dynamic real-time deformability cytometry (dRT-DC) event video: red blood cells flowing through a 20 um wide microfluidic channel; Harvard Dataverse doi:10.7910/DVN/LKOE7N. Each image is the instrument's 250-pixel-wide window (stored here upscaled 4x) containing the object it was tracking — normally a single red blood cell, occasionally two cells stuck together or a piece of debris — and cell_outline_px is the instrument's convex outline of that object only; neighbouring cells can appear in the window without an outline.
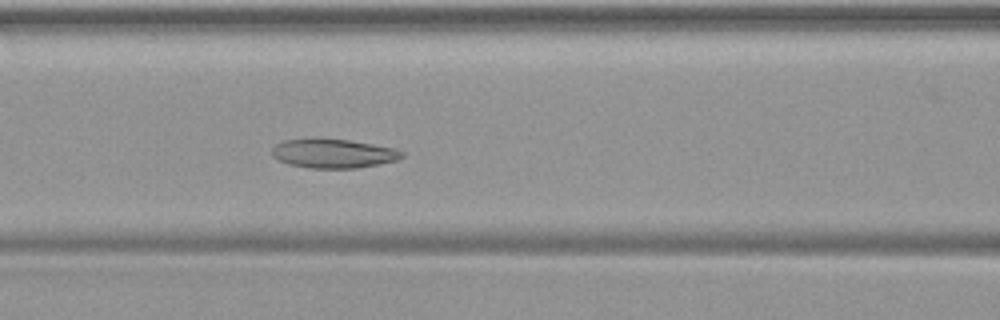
{"species": "common noctule bat (a hibernating species)", "species_latin": "Nyctalus noctula", "temperature_condition": "warm", "stored_images_in_passage": 32, "camera_frame_rate_fps": 3000, "um_per_image_px": 0.085, "animal": {"sex": "female", "body_mass_g": 19.9}, "frame": {"image": 1, "passage_image": 9, "time_ms": 2.667, "image_size_px": [1000, 320], "cell_outline_px": [[404, 156], [396, 160], [356, 168], [308, 168], [288, 164], [272, 156], [272, 148], [276, 144], [284, 140], [320, 136], [348, 140], [372, 144], [392, 148], [404, 152]], "centroid_in_image_um": [28.27, 13.01], "position_along_channel_um": 138.3, "area_um2": 22.31}}
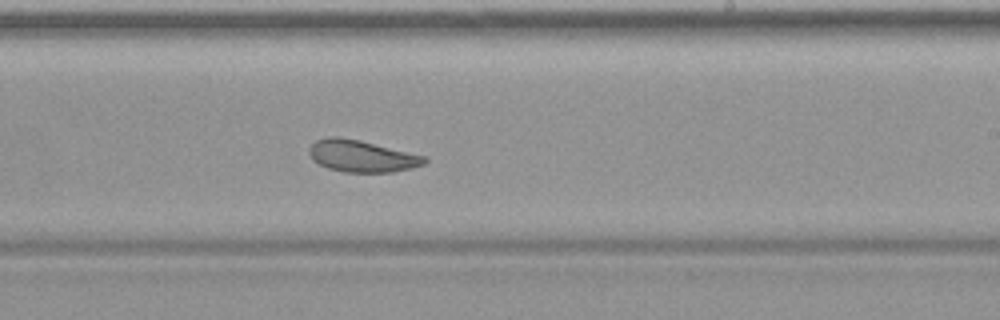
{"frame": {"image": 2, "passage_image": 18, "time_ms": 5.667, "image_size_px": [1000, 320], "cell_outline_px": [[428, 160], [424, 164], [412, 168], [392, 172], [344, 172], [328, 168], [312, 160], [308, 152], [308, 148], [316, 140], [328, 136], [340, 136], [360, 140], [428, 156]], "centroid_in_image_um": [30.76, 13.26], "position_along_channel_um": 258.2, "area_um2": 21.68}}
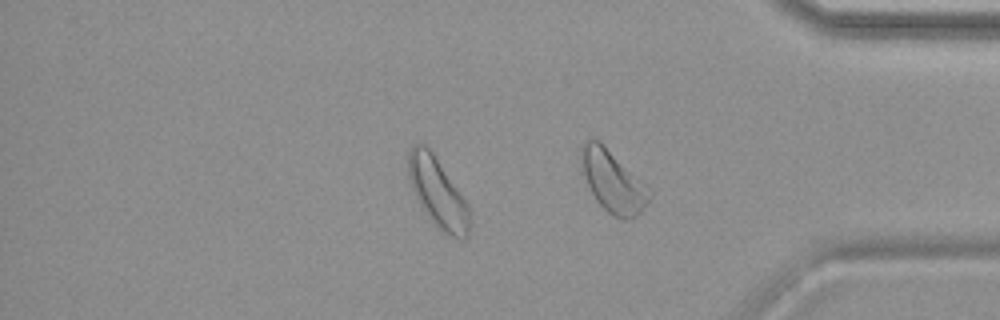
{"frame": {"image": 3, "passage_image": 28, "time_ms": 9.0, "image_size_px": [1000, 320], "cell_outline_px": [[472, 220], [468, 236], [464, 240], [460, 240], [444, 232], [428, 216], [420, 204], [412, 188], [408, 176], [408, 152], [412, 144], [416, 140], [424, 144], [432, 152], [464, 200], [472, 216]], "centroid_in_image_um": [37.2, 16.37], "position_along_channel_um": 398.0, "area_um2": 24.45}}